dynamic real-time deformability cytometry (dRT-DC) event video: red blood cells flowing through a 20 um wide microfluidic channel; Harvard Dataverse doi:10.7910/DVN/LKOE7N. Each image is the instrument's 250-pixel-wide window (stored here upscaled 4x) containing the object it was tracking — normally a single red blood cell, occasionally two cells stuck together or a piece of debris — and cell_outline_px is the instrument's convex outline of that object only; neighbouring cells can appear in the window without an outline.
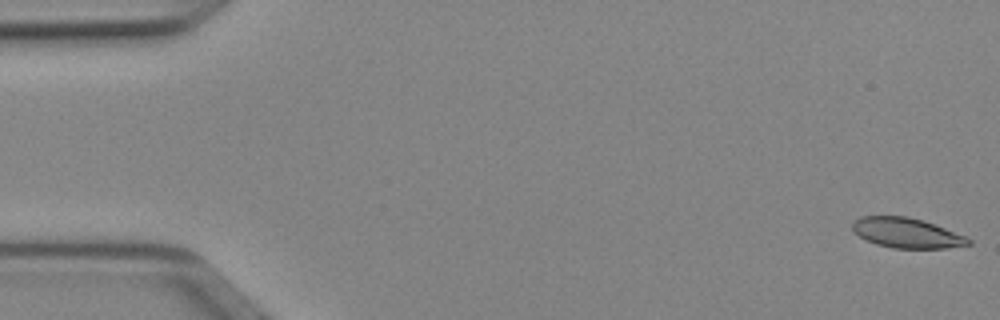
{"species": "Egyptian fruit bat (a non-hibernating species)", "species_latin": "Rousettus aegyptiacus", "temperature_condition": "cold", "stored_images_in_passage": 50, "camera_frame_rate_fps": 3000, "um_per_image_px": 0.085, "animal": {"sex": "female"}, "frame": {"image": 1, "passage_image": 1, "time_ms": 0.0, "image_size_px": [1000, 320], "cell_outline_px": [[972, 244], [948, 248], [892, 248], [876, 244], [860, 236], [852, 228], [852, 220], [860, 216], [908, 216], [924, 220], [964, 236], [972, 240]], "centroid_in_image_um": [77.06, 19.79], "position_along_channel_um": 7.9, "area_um2": 20.23}}
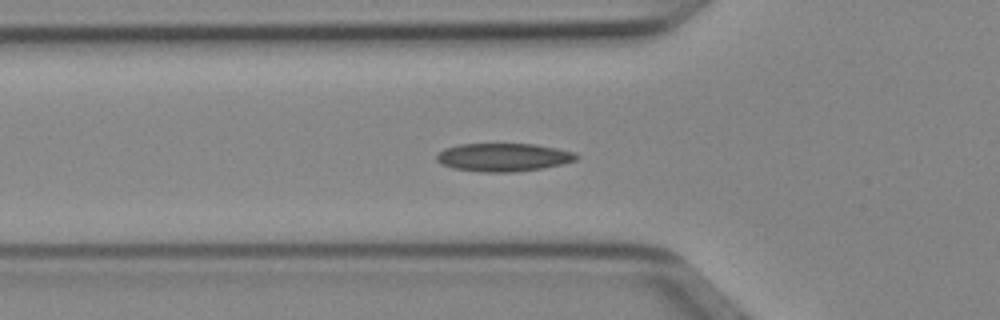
{"frame": {"image": 2, "passage_image": 17, "time_ms": 5.333, "image_size_px": [1000, 320], "cell_outline_px": [[580, 156], [576, 160], [560, 164], [540, 168], [516, 172], [484, 172], [452, 168], [440, 164], [436, 160], [436, 156], [444, 148], [460, 144], [536, 144], [576, 152]], "centroid_in_image_um": [42.78, 13.36], "position_along_channel_um": 83.0, "area_um2": 22.95}}
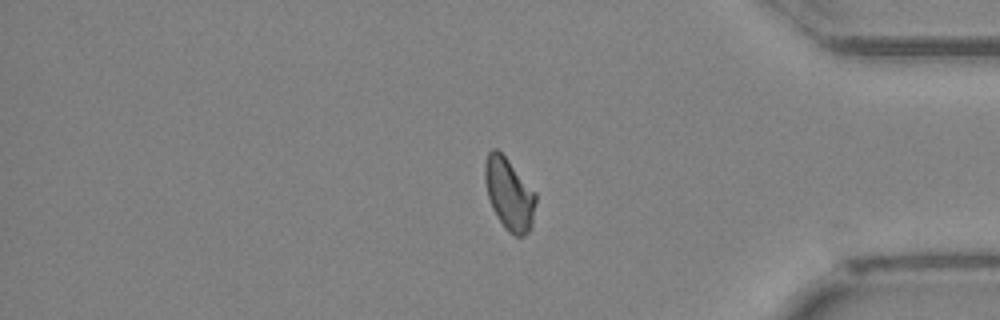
{"frame": {"image": 3, "passage_image": 42, "time_ms": 13.667, "image_size_px": [1000, 320], "cell_outline_px": [[536, 200], [532, 228], [524, 236], [516, 236], [508, 232], [504, 228], [496, 216], [492, 208], [488, 196], [484, 180], [484, 164], [488, 152], [492, 148], [496, 148], [508, 160], [536, 192]], "centroid_in_image_um": [43.28, 16.51], "position_along_channel_um": 391.9, "area_um2": 21.5}, "authors_computed_cell_mechanics": {"area_um2": 21.675, "velocity_mm_per_s": 4.0027, "shape_relaxation_time_tau1_ms": 9.8888, "shape_relaxation_time_tau2_ms": 4.9633, "deformation_change_tau1": 0.1885, "deformation_change_tau2": 0.0908}}